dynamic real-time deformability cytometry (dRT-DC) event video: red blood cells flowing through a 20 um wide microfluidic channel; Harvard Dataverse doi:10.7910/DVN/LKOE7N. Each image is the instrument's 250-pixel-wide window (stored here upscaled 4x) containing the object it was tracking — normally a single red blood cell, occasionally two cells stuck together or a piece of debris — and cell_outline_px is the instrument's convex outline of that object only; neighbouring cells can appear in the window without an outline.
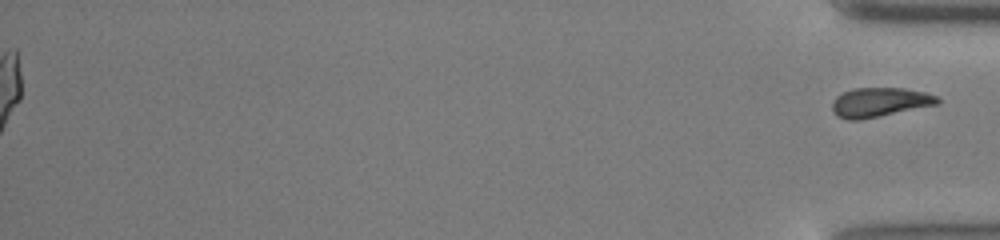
{"species": "common noctule bat (a hibernating species)", "species_latin": "Nyctalus noctula", "temperature_condition": "cold", "stored_images_in_passage": 51, "segment_of_instrument_passage": [2, 2], "camera_frame_rate_fps": 3000, "um_per_image_px": 0.085, "animal": {"sex": "male", "body_mass_g": 13.0, "forearm_length_mm": 53.1}, "frame": {"image": 1, "passage_image": 51, "time_ms": 16.667, "image_size_px": [1000, 240], "cell_outline_px": [[940, 104], [860, 120], [848, 120], [836, 116], [832, 112], [832, 100], [836, 96], [844, 92], [856, 88], [904, 88], [924, 92], [936, 96], [940, 100]], "centroid_in_image_um": [74.75, 8.7], "position_along_channel_um": 360.4, "area_um2": 18.09}}